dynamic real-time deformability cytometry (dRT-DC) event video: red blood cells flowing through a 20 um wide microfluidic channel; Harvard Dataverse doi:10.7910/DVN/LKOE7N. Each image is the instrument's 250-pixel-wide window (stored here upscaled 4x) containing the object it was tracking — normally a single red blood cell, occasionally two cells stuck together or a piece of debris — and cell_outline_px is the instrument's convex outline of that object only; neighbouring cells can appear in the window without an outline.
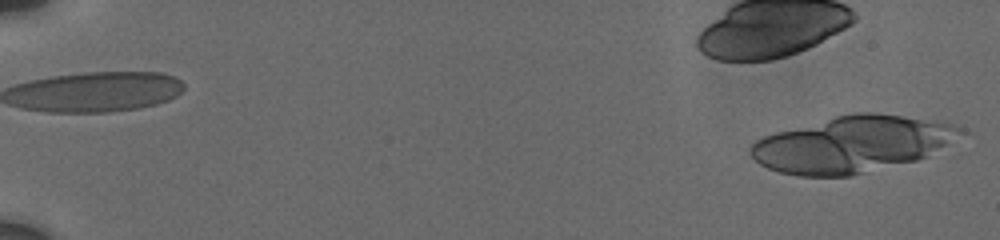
{"species": "human", "species_latin": "Homo sapiens", "temperature_condition": "cold", "stored_images_in_passage": 16, "camera_frame_rate_fps": 3000, "um_per_image_px": 0.085, "donor": {"sex": "male"}, "frame": {"image": 1, "passage_image": 1, "time_ms": 0.0, "image_size_px": [1000, 240], "cell_outline_px": [[964, 132], [924, 156], [916, 160], [848, 176], [800, 176], [780, 172], [768, 168], [760, 164], [752, 156], [752, 144], [756, 140], [764, 136], [776, 132], [836, 116], [852, 112], [876, 112], [952, 124], [964, 128]], "centroid_in_image_um": [72.37, 12.26], "position_along_channel_um": 12.6, "area_um2": 67.28}}